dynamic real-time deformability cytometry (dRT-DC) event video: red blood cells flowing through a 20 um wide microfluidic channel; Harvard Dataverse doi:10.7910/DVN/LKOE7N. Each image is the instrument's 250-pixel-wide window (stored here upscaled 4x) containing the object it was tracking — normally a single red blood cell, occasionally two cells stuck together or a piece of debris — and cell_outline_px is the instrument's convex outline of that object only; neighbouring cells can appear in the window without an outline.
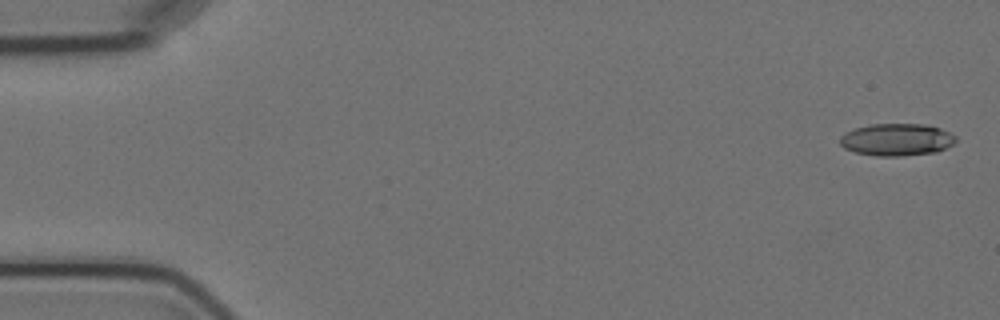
{"species": "Egyptian fruit bat (a non-hibernating species)", "species_latin": "Rousettus aegyptiacus", "temperature_condition": "cold", "stored_images_in_passage": 4, "camera_frame_rate_fps": 3000, "um_per_image_px": 0.085, "animal": {"sex": "female"}, "frame": {"image": 1, "passage_image": 1, "time_ms": 0.0, "image_size_px": [1000, 320], "cell_outline_px": [[956, 140], [952, 144], [936, 152], [900, 156], [876, 156], [856, 152], [844, 148], [840, 144], [840, 136], [844, 132], [856, 128], [872, 124], [924, 124], [940, 128], [956, 136]], "centroid_in_image_um": [76.2, 11.87], "position_along_channel_um": 8.8, "area_um2": 21.68}}
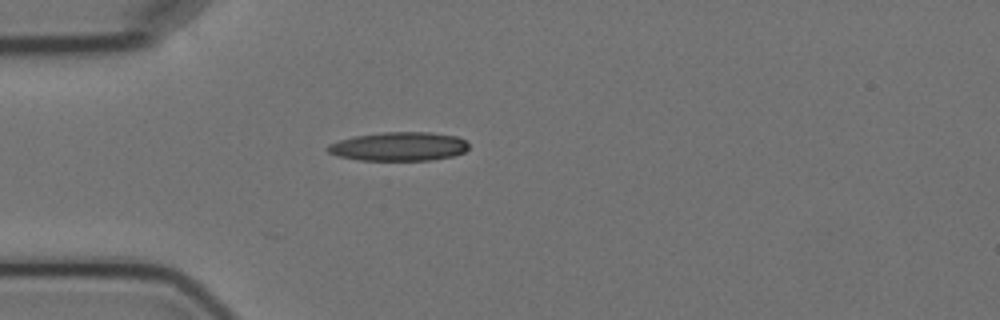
{"frame": {"image": 2, "passage_image": 4, "time_ms": 4.667, "image_size_px": [1000, 320], "cell_outline_px": [[468, 148], [464, 152], [452, 156], [432, 160], [360, 160], [340, 156], [328, 152], [324, 148], [328, 144], [340, 140], [356, 136], [380, 132], [432, 132], [456, 136], [464, 140], [468, 144]], "centroid_in_image_um": [33.9, 12.44], "position_along_channel_um": 51.1, "area_um2": 23.64}}